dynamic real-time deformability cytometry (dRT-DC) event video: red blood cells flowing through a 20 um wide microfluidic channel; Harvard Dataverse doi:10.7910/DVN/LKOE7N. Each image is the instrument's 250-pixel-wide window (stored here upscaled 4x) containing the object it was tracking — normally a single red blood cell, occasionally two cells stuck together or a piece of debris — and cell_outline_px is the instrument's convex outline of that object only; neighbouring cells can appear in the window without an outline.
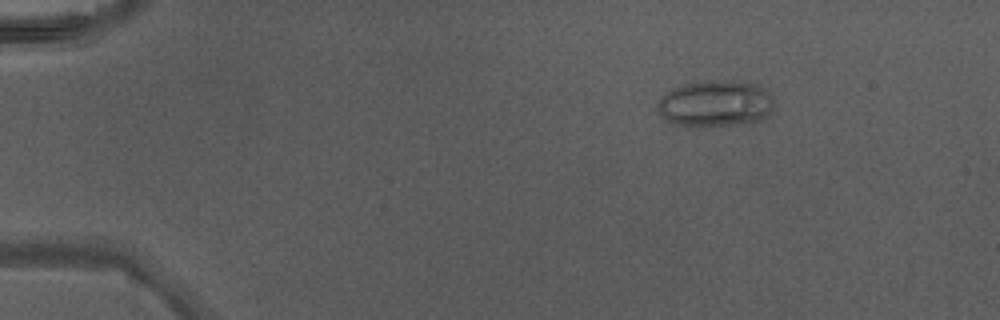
{"species": "Egyptian fruit bat (a non-hibernating species)", "species_latin": "Rousettus aegyptiacus", "temperature_condition": "warm", "stored_images_in_passage": 48, "camera_frame_rate_fps": 3000, "um_per_image_px": 0.085, "animal": {"sex": "male"}, "frame": {"image": 1, "passage_image": 8, "time_ms": 2.333, "image_size_px": [1000, 320], "cell_outline_px": [[772, 108], [768, 116], [756, 120], [732, 124], [704, 128], [692, 128], [672, 124], [656, 108], [656, 104], [672, 88], [684, 84], [708, 80], [724, 80], [756, 84], [764, 88], [772, 96]], "centroid_in_image_um": [60.77, 8.82], "position_along_channel_um": 24.2, "area_um2": 31.56}}
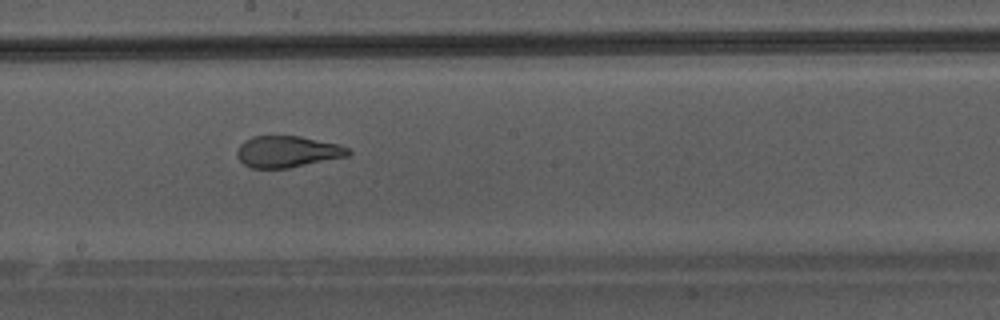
{"frame": {"image": 2, "passage_image": 28, "time_ms": 9.0, "image_size_px": [1000, 320], "cell_outline_px": [[352, 152], [348, 156], [288, 168], [252, 168], [244, 164], [236, 156], [236, 152], [240, 144], [244, 140], [252, 136], [300, 136], [340, 144], [348, 148]], "centroid_in_image_um": [24.43, 12.88], "position_along_channel_um": 223.8, "area_um2": 20.46}}